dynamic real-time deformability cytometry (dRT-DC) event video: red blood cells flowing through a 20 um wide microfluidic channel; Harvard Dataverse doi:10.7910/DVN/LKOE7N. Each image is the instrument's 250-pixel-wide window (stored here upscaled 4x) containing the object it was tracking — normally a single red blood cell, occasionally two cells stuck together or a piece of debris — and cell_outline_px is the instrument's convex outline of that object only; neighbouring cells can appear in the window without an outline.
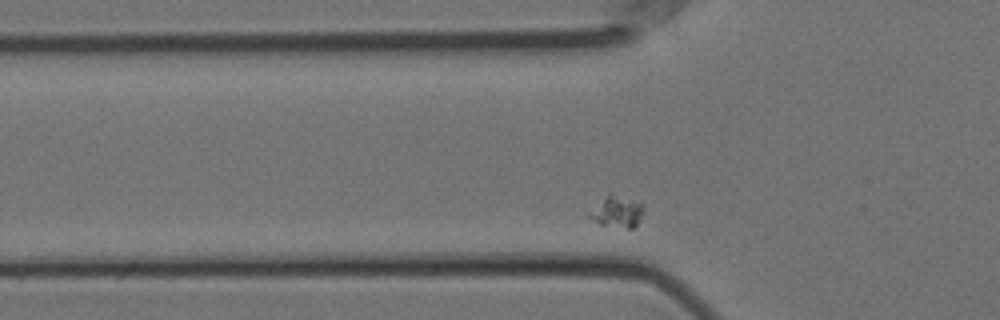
{"species": "Egyptian fruit bat (a non-hibernating species)", "species_latin": "Rousettus aegyptiacus", "temperature_condition": "cold", "stored_images_in_passage": 34, "camera_frame_rate_fps": 3000, "um_per_image_px": 0.085, "animal": {"sex": "female"}, "frame": {"image": 1, "passage_image": 5, "time_ms": 1.333, "image_size_px": [1000, 320], "cell_outline_px": [[644, 212], [636, 224], [632, 228], [628, 228], [600, 224], [592, 220], [588, 216], [588, 212], [608, 192], [612, 192], [644, 204]], "centroid_in_image_um": [52.43, 17.95], "position_along_channel_um": 73.4, "area_um2": 10.06}}